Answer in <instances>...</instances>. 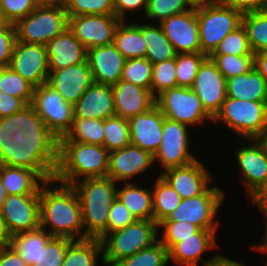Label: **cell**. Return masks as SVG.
Instances as JSON below:
<instances>
[{
	"instance_id": "1",
	"label": "cell",
	"mask_w": 267,
	"mask_h": 266,
	"mask_svg": "<svg viewBox=\"0 0 267 266\" xmlns=\"http://www.w3.org/2000/svg\"><path fill=\"white\" fill-rule=\"evenodd\" d=\"M50 176L49 149L0 143V181L7 195L39 194Z\"/></svg>"
},
{
	"instance_id": "2",
	"label": "cell",
	"mask_w": 267,
	"mask_h": 266,
	"mask_svg": "<svg viewBox=\"0 0 267 266\" xmlns=\"http://www.w3.org/2000/svg\"><path fill=\"white\" fill-rule=\"evenodd\" d=\"M74 105L47 83L34 87L29 107L28 146L51 148L69 131Z\"/></svg>"
},
{
	"instance_id": "3",
	"label": "cell",
	"mask_w": 267,
	"mask_h": 266,
	"mask_svg": "<svg viewBox=\"0 0 267 266\" xmlns=\"http://www.w3.org/2000/svg\"><path fill=\"white\" fill-rule=\"evenodd\" d=\"M50 151L51 177L71 185L79 177H107L110 152L100 145L77 141H57Z\"/></svg>"
},
{
	"instance_id": "4",
	"label": "cell",
	"mask_w": 267,
	"mask_h": 266,
	"mask_svg": "<svg viewBox=\"0 0 267 266\" xmlns=\"http://www.w3.org/2000/svg\"><path fill=\"white\" fill-rule=\"evenodd\" d=\"M55 179L51 176L39 189L40 227L50 235L73 240L84 239L82 211L78 196L72 185L60 183L49 186ZM49 185V186H48Z\"/></svg>"
},
{
	"instance_id": "5",
	"label": "cell",
	"mask_w": 267,
	"mask_h": 266,
	"mask_svg": "<svg viewBox=\"0 0 267 266\" xmlns=\"http://www.w3.org/2000/svg\"><path fill=\"white\" fill-rule=\"evenodd\" d=\"M78 196L84 239L101 240L107 234L108 213L117 198L116 182L110 177L84 178L71 184ZM87 226V227H86Z\"/></svg>"
},
{
	"instance_id": "6",
	"label": "cell",
	"mask_w": 267,
	"mask_h": 266,
	"mask_svg": "<svg viewBox=\"0 0 267 266\" xmlns=\"http://www.w3.org/2000/svg\"><path fill=\"white\" fill-rule=\"evenodd\" d=\"M201 53L210 56L221 40L242 24L243 14L220 0L196 2Z\"/></svg>"
},
{
	"instance_id": "7",
	"label": "cell",
	"mask_w": 267,
	"mask_h": 266,
	"mask_svg": "<svg viewBox=\"0 0 267 266\" xmlns=\"http://www.w3.org/2000/svg\"><path fill=\"white\" fill-rule=\"evenodd\" d=\"M14 26L18 41L46 45L69 27V17L62 2H41Z\"/></svg>"
},
{
	"instance_id": "8",
	"label": "cell",
	"mask_w": 267,
	"mask_h": 266,
	"mask_svg": "<svg viewBox=\"0 0 267 266\" xmlns=\"http://www.w3.org/2000/svg\"><path fill=\"white\" fill-rule=\"evenodd\" d=\"M158 224L154 220H136L123 229L106 234L102 244V260L113 266L119 260L150 247L158 239Z\"/></svg>"
},
{
	"instance_id": "9",
	"label": "cell",
	"mask_w": 267,
	"mask_h": 266,
	"mask_svg": "<svg viewBox=\"0 0 267 266\" xmlns=\"http://www.w3.org/2000/svg\"><path fill=\"white\" fill-rule=\"evenodd\" d=\"M218 121L245 140L258 139L267 130V102L226 97L212 122Z\"/></svg>"
},
{
	"instance_id": "10",
	"label": "cell",
	"mask_w": 267,
	"mask_h": 266,
	"mask_svg": "<svg viewBox=\"0 0 267 266\" xmlns=\"http://www.w3.org/2000/svg\"><path fill=\"white\" fill-rule=\"evenodd\" d=\"M156 105L166 118L186 125H203L213 118L205 111L197 94L187 87H175L163 91L156 97Z\"/></svg>"
},
{
	"instance_id": "11",
	"label": "cell",
	"mask_w": 267,
	"mask_h": 266,
	"mask_svg": "<svg viewBox=\"0 0 267 266\" xmlns=\"http://www.w3.org/2000/svg\"><path fill=\"white\" fill-rule=\"evenodd\" d=\"M224 192L217 186L208 188L203 194L182 199L178 207L163 221H186L203 230H218V221L213 220L224 200Z\"/></svg>"
},
{
	"instance_id": "12",
	"label": "cell",
	"mask_w": 267,
	"mask_h": 266,
	"mask_svg": "<svg viewBox=\"0 0 267 266\" xmlns=\"http://www.w3.org/2000/svg\"><path fill=\"white\" fill-rule=\"evenodd\" d=\"M163 139L157 152L153 155L164 170L190 164L196 158L189 152L190 136L188 125L164 118Z\"/></svg>"
},
{
	"instance_id": "13",
	"label": "cell",
	"mask_w": 267,
	"mask_h": 266,
	"mask_svg": "<svg viewBox=\"0 0 267 266\" xmlns=\"http://www.w3.org/2000/svg\"><path fill=\"white\" fill-rule=\"evenodd\" d=\"M122 20L115 15H78L69 17V29L86 50L113 43Z\"/></svg>"
},
{
	"instance_id": "14",
	"label": "cell",
	"mask_w": 267,
	"mask_h": 266,
	"mask_svg": "<svg viewBox=\"0 0 267 266\" xmlns=\"http://www.w3.org/2000/svg\"><path fill=\"white\" fill-rule=\"evenodd\" d=\"M9 67L34 87L47 83L50 69L46 46L16 40Z\"/></svg>"
},
{
	"instance_id": "15",
	"label": "cell",
	"mask_w": 267,
	"mask_h": 266,
	"mask_svg": "<svg viewBox=\"0 0 267 266\" xmlns=\"http://www.w3.org/2000/svg\"><path fill=\"white\" fill-rule=\"evenodd\" d=\"M29 106L0 90V143L28 146Z\"/></svg>"
},
{
	"instance_id": "16",
	"label": "cell",
	"mask_w": 267,
	"mask_h": 266,
	"mask_svg": "<svg viewBox=\"0 0 267 266\" xmlns=\"http://www.w3.org/2000/svg\"><path fill=\"white\" fill-rule=\"evenodd\" d=\"M191 89L201 100L205 111L214 118L227 97L226 79L208 56L200 65Z\"/></svg>"
},
{
	"instance_id": "17",
	"label": "cell",
	"mask_w": 267,
	"mask_h": 266,
	"mask_svg": "<svg viewBox=\"0 0 267 266\" xmlns=\"http://www.w3.org/2000/svg\"><path fill=\"white\" fill-rule=\"evenodd\" d=\"M11 235L40 228L39 194L7 195L1 211Z\"/></svg>"
},
{
	"instance_id": "18",
	"label": "cell",
	"mask_w": 267,
	"mask_h": 266,
	"mask_svg": "<svg viewBox=\"0 0 267 266\" xmlns=\"http://www.w3.org/2000/svg\"><path fill=\"white\" fill-rule=\"evenodd\" d=\"M159 24L176 53L201 52L196 3L190 10L172 15Z\"/></svg>"
},
{
	"instance_id": "19",
	"label": "cell",
	"mask_w": 267,
	"mask_h": 266,
	"mask_svg": "<svg viewBox=\"0 0 267 266\" xmlns=\"http://www.w3.org/2000/svg\"><path fill=\"white\" fill-rule=\"evenodd\" d=\"M247 145L236 151L238 165L243 173V182L250 199H254L267 185V154L258 139H247Z\"/></svg>"
},
{
	"instance_id": "20",
	"label": "cell",
	"mask_w": 267,
	"mask_h": 266,
	"mask_svg": "<svg viewBox=\"0 0 267 266\" xmlns=\"http://www.w3.org/2000/svg\"><path fill=\"white\" fill-rule=\"evenodd\" d=\"M160 176L175 189L181 199L203 194L213 178L198 159L184 166L166 169Z\"/></svg>"
},
{
	"instance_id": "21",
	"label": "cell",
	"mask_w": 267,
	"mask_h": 266,
	"mask_svg": "<svg viewBox=\"0 0 267 266\" xmlns=\"http://www.w3.org/2000/svg\"><path fill=\"white\" fill-rule=\"evenodd\" d=\"M93 82L87 59L73 66L50 71L47 80V84L72 105L79 100Z\"/></svg>"
},
{
	"instance_id": "22",
	"label": "cell",
	"mask_w": 267,
	"mask_h": 266,
	"mask_svg": "<svg viewBox=\"0 0 267 266\" xmlns=\"http://www.w3.org/2000/svg\"><path fill=\"white\" fill-rule=\"evenodd\" d=\"M164 114L155 105L152 109L128 119L130 142L154 155L163 139Z\"/></svg>"
},
{
	"instance_id": "23",
	"label": "cell",
	"mask_w": 267,
	"mask_h": 266,
	"mask_svg": "<svg viewBox=\"0 0 267 266\" xmlns=\"http://www.w3.org/2000/svg\"><path fill=\"white\" fill-rule=\"evenodd\" d=\"M217 230H203L195 233L193 237L180 239L169 251V262L173 260L175 263L184 266H197L198 261L203 260V266H211L216 263L222 255L216 254L210 260L202 259V254L208 250L217 247L215 237Z\"/></svg>"
},
{
	"instance_id": "24",
	"label": "cell",
	"mask_w": 267,
	"mask_h": 266,
	"mask_svg": "<svg viewBox=\"0 0 267 266\" xmlns=\"http://www.w3.org/2000/svg\"><path fill=\"white\" fill-rule=\"evenodd\" d=\"M154 163V156L137 147L128 145L122 149L110 152L107 177L115 182L132 180L136 174H141Z\"/></svg>"
},
{
	"instance_id": "25",
	"label": "cell",
	"mask_w": 267,
	"mask_h": 266,
	"mask_svg": "<svg viewBox=\"0 0 267 266\" xmlns=\"http://www.w3.org/2000/svg\"><path fill=\"white\" fill-rule=\"evenodd\" d=\"M86 59L95 83L113 86L120 81L126 59L113 43L87 50Z\"/></svg>"
},
{
	"instance_id": "26",
	"label": "cell",
	"mask_w": 267,
	"mask_h": 266,
	"mask_svg": "<svg viewBox=\"0 0 267 266\" xmlns=\"http://www.w3.org/2000/svg\"><path fill=\"white\" fill-rule=\"evenodd\" d=\"M112 89L116 116L129 119L156 105V97L150 90L133 83L120 80Z\"/></svg>"
},
{
	"instance_id": "27",
	"label": "cell",
	"mask_w": 267,
	"mask_h": 266,
	"mask_svg": "<svg viewBox=\"0 0 267 266\" xmlns=\"http://www.w3.org/2000/svg\"><path fill=\"white\" fill-rule=\"evenodd\" d=\"M115 116L112 86L93 82L74 104V118L100 119Z\"/></svg>"
},
{
	"instance_id": "28",
	"label": "cell",
	"mask_w": 267,
	"mask_h": 266,
	"mask_svg": "<svg viewBox=\"0 0 267 266\" xmlns=\"http://www.w3.org/2000/svg\"><path fill=\"white\" fill-rule=\"evenodd\" d=\"M45 46L50 71L79 64L84 62L87 57V50L69 28Z\"/></svg>"
},
{
	"instance_id": "29",
	"label": "cell",
	"mask_w": 267,
	"mask_h": 266,
	"mask_svg": "<svg viewBox=\"0 0 267 266\" xmlns=\"http://www.w3.org/2000/svg\"><path fill=\"white\" fill-rule=\"evenodd\" d=\"M227 97L267 102V83L255 66L242 75L226 79Z\"/></svg>"
},
{
	"instance_id": "30",
	"label": "cell",
	"mask_w": 267,
	"mask_h": 266,
	"mask_svg": "<svg viewBox=\"0 0 267 266\" xmlns=\"http://www.w3.org/2000/svg\"><path fill=\"white\" fill-rule=\"evenodd\" d=\"M117 190V198L129 209L136 220H153L152 191L128 181Z\"/></svg>"
},
{
	"instance_id": "31",
	"label": "cell",
	"mask_w": 267,
	"mask_h": 266,
	"mask_svg": "<svg viewBox=\"0 0 267 266\" xmlns=\"http://www.w3.org/2000/svg\"><path fill=\"white\" fill-rule=\"evenodd\" d=\"M141 31L144 41L146 42V58L152 63L157 64L162 61L174 59L176 52L173 45L167 39L161 26L154 27L150 24H136Z\"/></svg>"
},
{
	"instance_id": "32",
	"label": "cell",
	"mask_w": 267,
	"mask_h": 266,
	"mask_svg": "<svg viewBox=\"0 0 267 266\" xmlns=\"http://www.w3.org/2000/svg\"><path fill=\"white\" fill-rule=\"evenodd\" d=\"M125 21L119 23L113 44L126 60L145 58L147 47L140 29L134 22L127 25Z\"/></svg>"
},
{
	"instance_id": "33",
	"label": "cell",
	"mask_w": 267,
	"mask_h": 266,
	"mask_svg": "<svg viewBox=\"0 0 267 266\" xmlns=\"http://www.w3.org/2000/svg\"><path fill=\"white\" fill-rule=\"evenodd\" d=\"M45 229L41 227L33 230L12 235L10 245L20 257L32 266L41 250L46 246L48 241L53 237Z\"/></svg>"
},
{
	"instance_id": "34",
	"label": "cell",
	"mask_w": 267,
	"mask_h": 266,
	"mask_svg": "<svg viewBox=\"0 0 267 266\" xmlns=\"http://www.w3.org/2000/svg\"><path fill=\"white\" fill-rule=\"evenodd\" d=\"M153 220L159 224L182 202L180 195L161 176L152 184Z\"/></svg>"
},
{
	"instance_id": "35",
	"label": "cell",
	"mask_w": 267,
	"mask_h": 266,
	"mask_svg": "<svg viewBox=\"0 0 267 266\" xmlns=\"http://www.w3.org/2000/svg\"><path fill=\"white\" fill-rule=\"evenodd\" d=\"M101 252L102 244L99 239L74 240L67 249L62 266H96Z\"/></svg>"
},
{
	"instance_id": "36",
	"label": "cell",
	"mask_w": 267,
	"mask_h": 266,
	"mask_svg": "<svg viewBox=\"0 0 267 266\" xmlns=\"http://www.w3.org/2000/svg\"><path fill=\"white\" fill-rule=\"evenodd\" d=\"M58 141H77L103 146V120L74 118L69 131Z\"/></svg>"
},
{
	"instance_id": "37",
	"label": "cell",
	"mask_w": 267,
	"mask_h": 266,
	"mask_svg": "<svg viewBox=\"0 0 267 266\" xmlns=\"http://www.w3.org/2000/svg\"><path fill=\"white\" fill-rule=\"evenodd\" d=\"M242 25L252 52L267 51V9L243 14Z\"/></svg>"
},
{
	"instance_id": "38",
	"label": "cell",
	"mask_w": 267,
	"mask_h": 266,
	"mask_svg": "<svg viewBox=\"0 0 267 266\" xmlns=\"http://www.w3.org/2000/svg\"><path fill=\"white\" fill-rule=\"evenodd\" d=\"M104 143L109 151H115L131 144L128 119L112 116L103 120Z\"/></svg>"
},
{
	"instance_id": "39",
	"label": "cell",
	"mask_w": 267,
	"mask_h": 266,
	"mask_svg": "<svg viewBox=\"0 0 267 266\" xmlns=\"http://www.w3.org/2000/svg\"><path fill=\"white\" fill-rule=\"evenodd\" d=\"M0 90L22 99L29 107L32 103L34 86L9 66L0 67Z\"/></svg>"
},
{
	"instance_id": "40",
	"label": "cell",
	"mask_w": 267,
	"mask_h": 266,
	"mask_svg": "<svg viewBox=\"0 0 267 266\" xmlns=\"http://www.w3.org/2000/svg\"><path fill=\"white\" fill-rule=\"evenodd\" d=\"M168 263V249L157 240L150 247L119 260L113 266H167Z\"/></svg>"
},
{
	"instance_id": "41",
	"label": "cell",
	"mask_w": 267,
	"mask_h": 266,
	"mask_svg": "<svg viewBox=\"0 0 267 266\" xmlns=\"http://www.w3.org/2000/svg\"><path fill=\"white\" fill-rule=\"evenodd\" d=\"M208 56L201 52L176 54L177 87L191 88L200 65Z\"/></svg>"
},
{
	"instance_id": "42",
	"label": "cell",
	"mask_w": 267,
	"mask_h": 266,
	"mask_svg": "<svg viewBox=\"0 0 267 266\" xmlns=\"http://www.w3.org/2000/svg\"><path fill=\"white\" fill-rule=\"evenodd\" d=\"M152 71L153 64L146 57L128 59L125 61L120 80L150 90Z\"/></svg>"
},
{
	"instance_id": "43",
	"label": "cell",
	"mask_w": 267,
	"mask_h": 266,
	"mask_svg": "<svg viewBox=\"0 0 267 266\" xmlns=\"http://www.w3.org/2000/svg\"><path fill=\"white\" fill-rule=\"evenodd\" d=\"M195 3L194 0H147L145 14L161 23L172 15L190 10Z\"/></svg>"
},
{
	"instance_id": "44",
	"label": "cell",
	"mask_w": 267,
	"mask_h": 266,
	"mask_svg": "<svg viewBox=\"0 0 267 266\" xmlns=\"http://www.w3.org/2000/svg\"><path fill=\"white\" fill-rule=\"evenodd\" d=\"M209 57L225 79L248 73L254 67V55H210Z\"/></svg>"
},
{
	"instance_id": "45",
	"label": "cell",
	"mask_w": 267,
	"mask_h": 266,
	"mask_svg": "<svg viewBox=\"0 0 267 266\" xmlns=\"http://www.w3.org/2000/svg\"><path fill=\"white\" fill-rule=\"evenodd\" d=\"M68 17L78 15H115L113 0H63Z\"/></svg>"
},
{
	"instance_id": "46",
	"label": "cell",
	"mask_w": 267,
	"mask_h": 266,
	"mask_svg": "<svg viewBox=\"0 0 267 266\" xmlns=\"http://www.w3.org/2000/svg\"><path fill=\"white\" fill-rule=\"evenodd\" d=\"M211 55H254L245 27L241 24L234 31L227 34Z\"/></svg>"
},
{
	"instance_id": "47",
	"label": "cell",
	"mask_w": 267,
	"mask_h": 266,
	"mask_svg": "<svg viewBox=\"0 0 267 266\" xmlns=\"http://www.w3.org/2000/svg\"><path fill=\"white\" fill-rule=\"evenodd\" d=\"M177 87L176 57L167 61L153 64L150 91L157 97L163 91ZM156 89V90H155Z\"/></svg>"
},
{
	"instance_id": "48",
	"label": "cell",
	"mask_w": 267,
	"mask_h": 266,
	"mask_svg": "<svg viewBox=\"0 0 267 266\" xmlns=\"http://www.w3.org/2000/svg\"><path fill=\"white\" fill-rule=\"evenodd\" d=\"M73 241L71 238L53 236L32 266H62L67 249Z\"/></svg>"
},
{
	"instance_id": "49",
	"label": "cell",
	"mask_w": 267,
	"mask_h": 266,
	"mask_svg": "<svg viewBox=\"0 0 267 266\" xmlns=\"http://www.w3.org/2000/svg\"><path fill=\"white\" fill-rule=\"evenodd\" d=\"M159 227H164V233L162 239H158L168 251L178 242L180 239H187L193 237L195 233H198L201 228L197 225L186 221H162L158 224Z\"/></svg>"
},
{
	"instance_id": "50",
	"label": "cell",
	"mask_w": 267,
	"mask_h": 266,
	"mask_svg": "<svg viewBox=\"0 0 267 266\" xmlns=\"http://www.w3.org/2000/svg\"><path fill=\"white\" fill-rule=\"evenodd\" d=\"M40 0H0V11L8 23L15 24L26 17L39 4Z\"/></svg>"
},
{
	"instance_id": "51",
	"label": "cell",
	"mask_w": 267,
	"mask_h": 266,
	"mask_svg": "<svg viewBox=\"0 0 267 266\" xmlns=\"http://www.w3.org/2000/svg\"><path fill=\"white\" fill-rule=\"evenodd\" d=\"M107 234L120 230L136 221L129 209L116 198L108 213Z\"/></svg>"
},
{
	"instance_id": "52",
	"label": "cell",
	"mask_w": 267,
	"mask_h": 266,
	"mask_svg": "<svg viewBox=\"0 0 267 266\" xmlns=\"http://www.w3.org/2000/svg\"><path fill=\"white\" fill-rule=\"evenodd\" d=\"M16 40L14 24L0 25V67L10 65Z\"/></svg>"
},
{
	"instance_id": "53",
	"label": "cell",
	"mask_w": 267,
	"mask_h": 266,
	"mask_svg": "<svg viewBox=\"0 0 267 266\" xmlns=\"http://www.w3.org/2000/svg\"><path fill=\"white\" fill-rule=\"evenodd\" d=\"M223 4L242 14L267 9V0H220Z\"/></svg>"
},
{
	"instance_id": "54",
	"label": "cell",
	"mask_w": 267,
	"mask_h": 266,
	"mask_svg": "<svg viewBox=\"0 0 267 266\" xmlns=\"http://www.w3.org/2000/svg\"><path fill=\"white\" fill-rule=\"evenodd\" d=\"M113 6L115 10V16L122 21L126 17L127 11H135L143 8L146 10L147 0H113Z\"/></svg>"
},
{
	"instance_id": "55",
	"label": "cell",
	"mask_w": 267,
	"mask_h": 266,
	"mask_svg": "<svg viewBox=\"0 0 267 266\" xmlns=\"http://www.w3.org/2000/svg\"><path fill=\"white\" fill-rule=\"evenodd\" d=\"M0 266H28L20 255L11 247H0Z\"/></svg>"
},
{
	"instance_id": "56",
	"label": "cell",
	"mask_w": 267,
	"mask_h": 266,
	"mask_svg": "<svg viewBox=\"0 0 267 266\" xmlns=\"http://www.w3.org/2000/svg\"><path fill=\"white\" fill-rule=\"evenodd\" d=\"M254 66L267 83V51H261L254 54Z\"/></svg>"
},
{
	"instance_id": "57",
	"label": "cell",
	"mask_w": 267,
	"mask_h": 266,
	"mask_svg": "<svg viewBox=\"0 0 267 266\" xmlns=\"http://www.w3.org/2000/svg\"><path fill=\"white\" fill-rule=\"evenodd\" d=\"M11 233L7 228L6 222L2 213L0 212V247H6L10 245Z\"/></svg>"
},
{
	"instance_id": "58",
	"label": "cell",
	"mask_w": 267,
	"mask_h": 266,
	"mask_svg": "<svg viewBox=\"0 0 267 266\" xmlns=\"http://www.w3.org/2000/svg\"><path fill=\"white\" fill-rule=\"evenodd\" d=\"M251 201H253V203L259 207L263 215L267 217V185Z\"/></svg>"
},
{
	"instance_id": "59",
	"label": "cell",
	"mask_w": 267,
	"mask_h": 266,
	"mask_svg": "<svg viewBox=\"0 0 267 266\" xmlns=\"http://www.w3.org/2000/svg\"><path fill=\"white\" fill-rule=\"evenodd\" d=\"M211 266H245L241 262H237L234 260H230L227 257H221L216 263L212 264Z\"/></svg>"
},
{
	"instance_id": "60",
	"label": "cell",
	"mask_w": 267,
	"mask_h": 266,
	"mask_svg": "<svg viewBox=\"0 0 267 266\" xmlns=\"http://www.w3.org/2000/svg\"><path fill=\"white\" fill-rule=\"evenodd\" d=\"M253 249L260 251V252H265L267 253V229H265V234L263 238V243L260 245H254ZM266 266H267V261H266Z\"/></svg>"
},
{
	"instance_id": "61",
	"label": "cell",
	"mask_w": 267,
	"mask_h": 266,
	"mask_svg": "<svg viewBox=\"0 0 267 266\" xmlns=\"http://www.w3.org/2000/svg\"><path fill=\"white\" fill-rule=\"evenodd\" d=\"M7 197L5 188L2 186V183L0 181V212L2 211L4 201Z\"/></svg>"
},
{
	"instance_id": "62",
	"label": "cell",
	"mask_w": 267,
	"mask_h": 266,
	"mask_svg": "<svg viewBox=\"0 0 267 266\" xmlns=\"http://www.w3.org/2000/svg\"><path fill=\"white\" fill-rule=\"evenodd\" d=\"M258 140L263 145L267 154V130L258 138Z\"/></svg>"
},
{
	"instance_id": "63",
	"label": "cell",
	"mask_w": 267,
	"mask_h": 266,
	"mask_svg": "<svg viewBox=\"0 0 267 266\" xmlns=\"http://www.w3.org/2000/svg\"><path fill=\"white\" fill-rule=\"evenodd\" d=\"M8 22L4 19L2 12L0 11V25H7Z\"/></svg>"
},
{
	"instance_id": "64",
	"label": "cell",
	"mask_w": 267,
	"mask_h": 266,
	"mask_svg": "<svg viewBox=\"0 0 267 266\" xmlns=\"http://www.w3.org/2000/svg\"><path fill=\"white\" fill-rule=\"evenodd\" d=\"M41 2H62L63 0H40Z\"/></svg>"
},
{
	"instance_id": "65",
	"label": "cell",
	"mask_w": 267,
	"mask_h": 266,
	"mask_svg": "<svg viewBox=\"0 0 267 266\" xmlns=\"http://www.w3.org/2000/svg\"><path fill=\"white\" fill-rule=\"evenodd\" d=\"M265 219H266V221H265V222H266V223H265V224H266V227H265V228L267 229V217H265Z\"/></svg>"
}]
</instances>
